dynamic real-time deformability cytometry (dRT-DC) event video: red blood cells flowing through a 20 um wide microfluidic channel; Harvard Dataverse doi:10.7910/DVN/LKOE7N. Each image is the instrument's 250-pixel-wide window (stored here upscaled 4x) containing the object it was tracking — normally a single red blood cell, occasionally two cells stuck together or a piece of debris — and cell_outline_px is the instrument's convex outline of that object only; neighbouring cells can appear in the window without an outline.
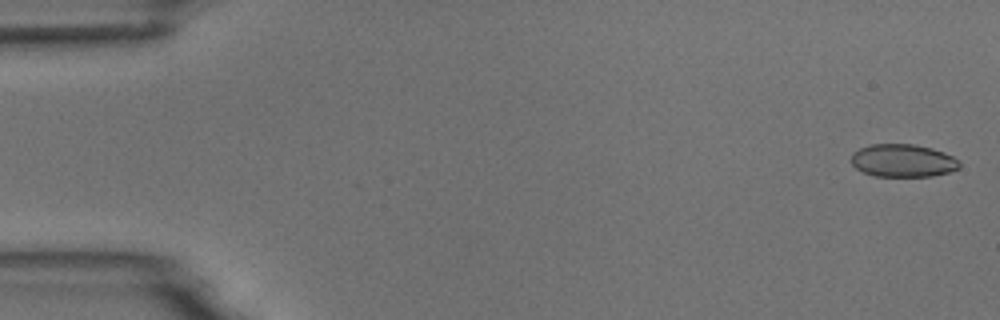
{"species": "common noctule bat (a hibernating species)", "species_latin": "Nyctalus noctula", "temperature_condition": "room temperature", "stored_images_in_passage": 4, "camera_frame_rate_fps": 3000, "um_per_image_px": 0.085, "animal": {"sex": "male", "body_mass_g": 18.8}, "frame": {"image": 1, "passage_image": 1, "time_ms": 0.0, "image_size_px": [1000, 320], "cell_outline_px": [[960, 168], [948, 172], [932, 176], [872, 176], [856, 168], [852, 164], [852, 152], [860, 148], [872, 144], [916, 144], [932, 148], [944, 152], [952, 156], [960, 164]], "centroid_in_image_um": [76.74, 13.65], "position_along_channel_um": 8.3, "area_um2": 20.69}}
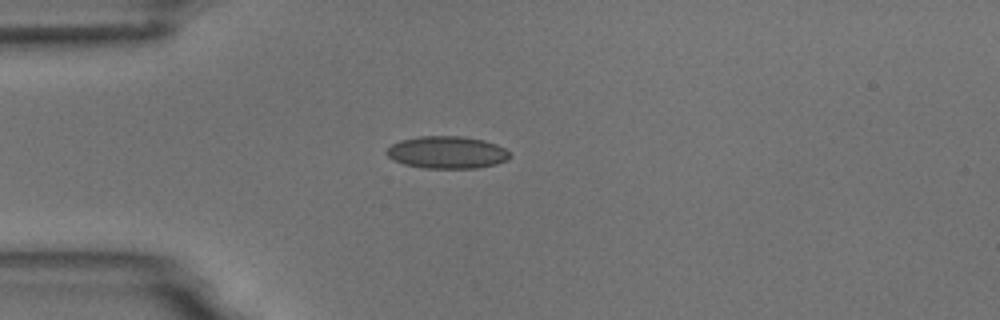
{"frame": {"image": 2, "passage_image": 4, "time_ms": 4.333, "image_size_px": [1000, 320], "cell_outline_px": [[512, 156], [508, 160], [496, 164], [476, 168], [424, 168], [404, 164], [388, 156], [384, 152], [392, 144], [400, 140], [420, 136], [460, 136], [484, 140], [496, 144], [504, 148]], "centroid_in_image_um": [38.01, 12.95], "position_along_channel_um": 47.0, "area_um2": 23.18}}